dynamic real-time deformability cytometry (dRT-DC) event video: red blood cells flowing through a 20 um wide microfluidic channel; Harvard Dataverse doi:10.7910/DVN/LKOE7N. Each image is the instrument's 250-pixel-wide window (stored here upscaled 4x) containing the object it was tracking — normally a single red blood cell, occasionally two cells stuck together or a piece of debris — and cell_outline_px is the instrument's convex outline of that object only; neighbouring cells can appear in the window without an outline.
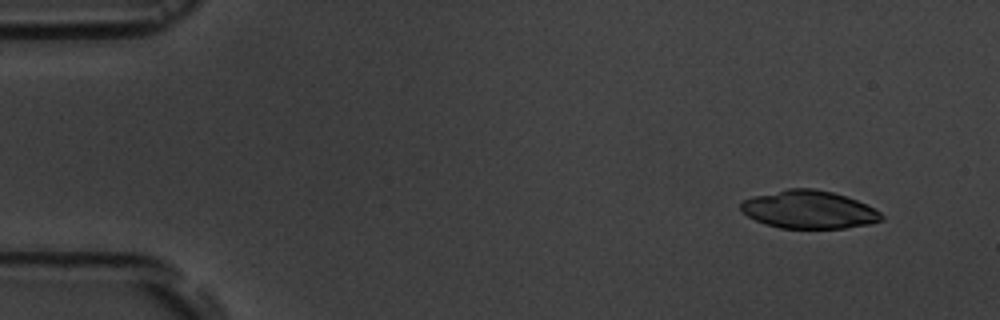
{"species": "common noctule bat (a hibernating species)", "species_latin": "Nyctalus noctula", "temperature_condition": "room temperature", "stored_images_in_passage": 5, "camera_frame_rate_fps": 3000, "um_per_image_px": 0.085, "animal": {"sex": "male", "body_mass_g": 19.5, "forearm_length_mm": 54.6}, "frame": {"image": 1, "passage_image": 1, "time_ms": 0.0, "image_size_px": [1000, 320], "cell_outline_px": [[884, 220], [868, 224], [844, 228], [780, 228], [764, 224], [748, 216], [740, 208], [740, 204], [744, 200], [752, 196], [788, 188], [816, 188], [832, 192], [856, 200], [880, 212], [884, 216]], "centroid_in_image_um": [68.74, 17.81], "position_along_channel_um": 16.3, "area_um2": 30.98}}